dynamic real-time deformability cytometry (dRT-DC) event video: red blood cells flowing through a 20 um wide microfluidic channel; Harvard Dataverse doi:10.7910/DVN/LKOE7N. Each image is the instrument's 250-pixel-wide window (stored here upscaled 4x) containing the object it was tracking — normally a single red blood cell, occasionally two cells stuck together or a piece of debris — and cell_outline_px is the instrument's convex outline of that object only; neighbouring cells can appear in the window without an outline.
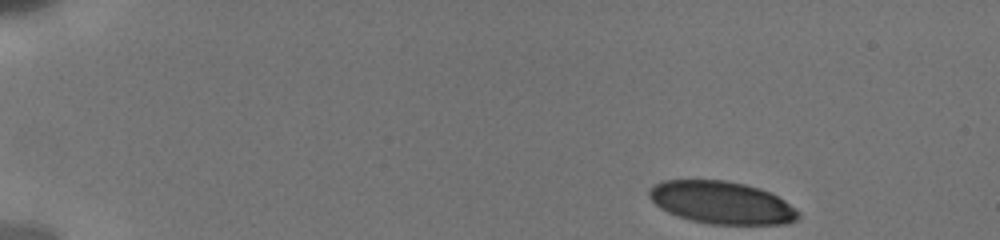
{"species": "human", "species_latin": "Homo sapiens", "temperature_condition": "cold", "stored_images_in_passage": 16, "camera_frame_rate_fps": 3000, "um_per_image_px": 0.085, "donor": {"sex": "male"}, "frame": {"image": 1, "passage_image": 1, "time_ms": 0.0, "image_size_px": [1000, 240], "cell_outline_px": [[800, 216], [796, 220], [784, 224], [712, 224], [692, 220], [676, 216], [660, 208], [648, 196], [648, 188], [664, 180], [724, 180], [744, 184], [760, 188], [784, 200], [796, 208], [800, 212]], "centroid_in_image_um": [61.33, 17.22], "position_along_channel_um": 23.7, "area_um2": 36.88}}
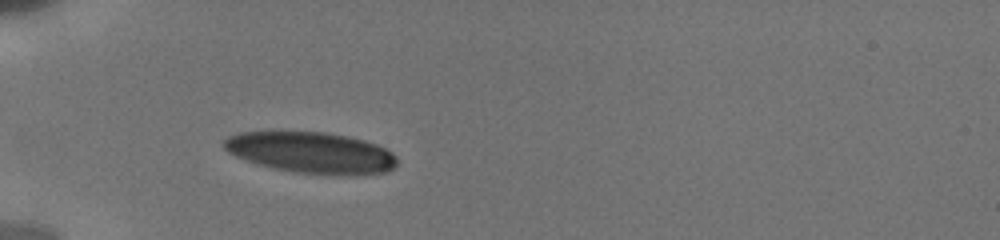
{"frame": {"image": 2, "passage_image": 15, "time_ms": 3.667, "image_size_px": [1000, 240], "cell_outline_px": [[396, 168], [388, 172], [296, 172], [272, 168], [236, 156], [228, 152], [224, 148], [224, 140], [228, 136], [240, 132], [324, 132], [364, 140], [376, 144], [392, 152], [396, 156]], "centroid_in_image_um": [26.41, 12.93], "position_along_channel_um": 58.6, "area_um2": 40.11}}